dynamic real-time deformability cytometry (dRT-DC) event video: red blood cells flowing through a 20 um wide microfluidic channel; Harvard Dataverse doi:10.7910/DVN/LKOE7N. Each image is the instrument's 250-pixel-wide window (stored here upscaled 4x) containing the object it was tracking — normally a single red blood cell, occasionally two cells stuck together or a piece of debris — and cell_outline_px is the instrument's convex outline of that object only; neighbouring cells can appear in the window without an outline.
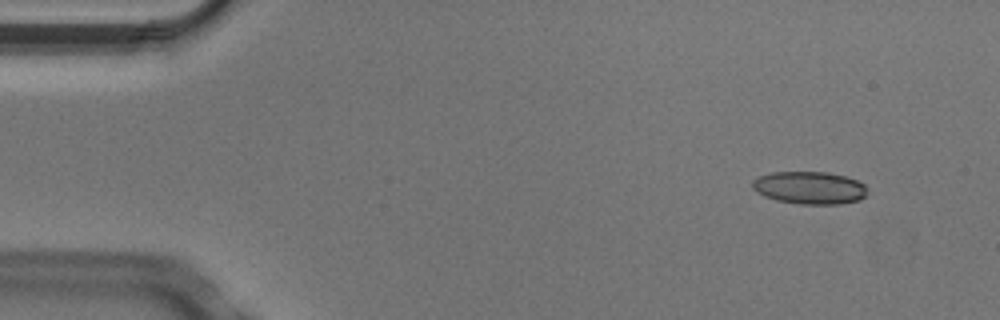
{"species": "Egyptian fruit bat (a non-hibernating species)", "species_latin": "Rousettus aegyptiacus", "temperature_condition": "cold", "stored_images_in_passage": 6, "camera_frame_rate_fps": 3000, "um_per_image_px": 0.085, "animal": {"sex": "male"}, "frame": {"image": 1, "passage_image": 1, "time_ms": 0.0, "image_size_px": [1000, 320], "cell_outline_px": [[864, 196], [860, 200], [840, 204], [800, 204], [776, 200], [764, 196], [752, 188], [752, 180], [760, 176], [772, 172], [828, 172], [844, 176], [856, 180], [864, 184]], "centroid_in_image_um": [68.78, 15.96], "position_along_channel_um": 16.2, "area_um2": 21.68}}
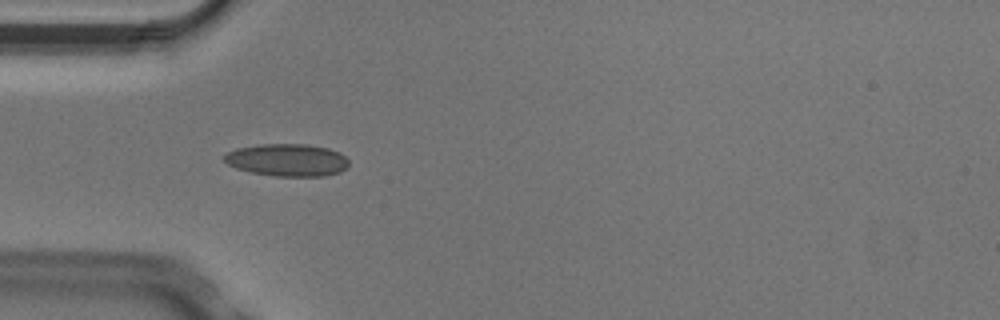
{"frame": {"image": 2, "passage_image": 4, "time_ms": 1.0, "image_size_px": [1000, 320], "cell_outline_px": [[348, 168], [340, 172], [324, 176], [276, 176], [252, 172], [236, 168], [228, 164], [224, 160], [224, 156], [228, 152], [236, 148], [260, 144], [304, 144], [328, 148], [340, 152], [348, 160]], "centroid_in_image_um": [24.44, 13.6], "position_along_channel_um": 60.6, "area_um2": 23.52}}
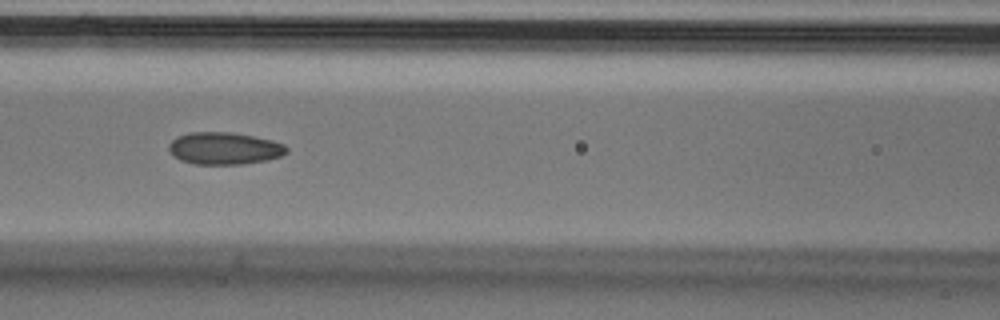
{"frame": {"image": 3, "passage_image": 6, "time_ms": 1.667, "image_size_px": [1000, 320], "cell_outline_px": [[288, 152], [280, 156], [268, 160], [244, 164], [196, 164], [180, 160], [168, 148], [168, 144], [176, 136], [192, 132], [232, 132], [272, 140], [284, 144], [288, 148]], "centroid_in_image_um": [19.09, 12.61], "position_along_channel_um": 147.5, "area_um2": 22.08}}